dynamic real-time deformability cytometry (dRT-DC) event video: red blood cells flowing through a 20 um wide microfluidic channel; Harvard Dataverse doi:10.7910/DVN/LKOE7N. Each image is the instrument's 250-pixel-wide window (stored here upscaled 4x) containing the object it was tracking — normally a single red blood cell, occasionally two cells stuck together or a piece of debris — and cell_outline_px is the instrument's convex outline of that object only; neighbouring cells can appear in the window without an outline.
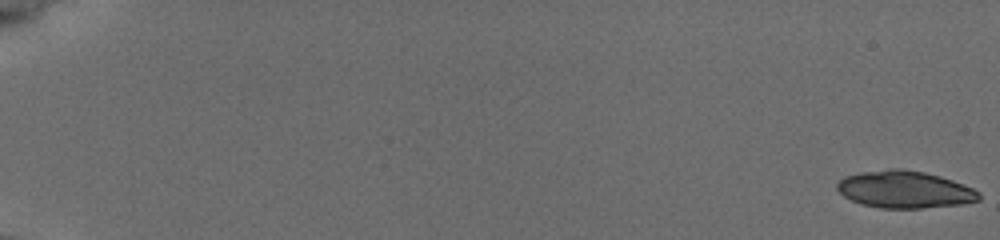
{"species": "common noctule bat (a hibernating species)", "species_latin": "Nyctalus noctula", "temperature_condition": "cold", "stored_images_in_passage": 46, "camera_frame_rate_fps": 3000, "um_per_image_px": 0.085, "animal": {"sex": "female", "body_mass_g": 19.5, "forearm_length_mm": 54.1}, "frame": {"image": 1, "passage_image": 1, "time_ms": 0.0, "image_size_px": [1000, 240], "cell_outline_px": [[980, 200], [960, 204], [920, 208], [880, 208], [860, 204], [844, 196], [836, 188], [836, 184], [844, 176], [860, 172], [892, 168], [900, 168], [924, 172], [940, 176], [952, 180], [972, 188], [980, 192]], "centroid_in_image_um": [76.87, 16.1], "position_along_channel_um": 8.1, "area_um2": 30.69}}
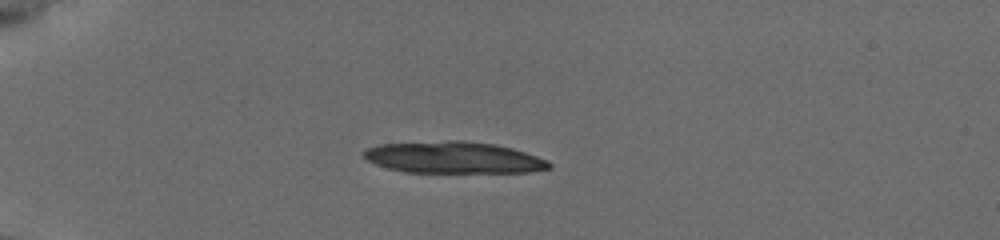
{"frame": {"image": 2, "passage_image": 17, "time_ms": 5.333, "image_size_px": [1000, 240], "cell_outline_px": [[552, 168], [528, 172], [404, 172], [388, 168], [376, 164], [368, 160], [360, 152], [364, 148], [380, 144], [448, 140], [464, 140], [496, 144], [512, 148], [548, 160], [552, 164]], "centroid_in_image_um": [38.54, 13.38], "position_along_channel_um": 46.5, "area_um2": 34.39}}
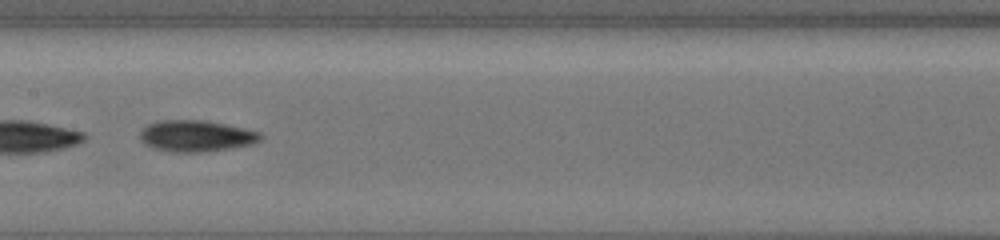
{"frame": {"image": 3, "passage_image": 32, "time_ms": 10.333, "image_size_px": [1000, 240], "cell_outline_px": [[264, 136], [260, 140], [252, 144], [204, 152], [172, 152], [152, 148], [144, 144], [140, 136], [140, 132], [148, 124], [160, 120], [204, 120], [244, 128], [260, 132]], "centroid_in_image_um": [16.66, 11.56], "position_along_channel_um": 190.7, "area_um2": 21.96}}